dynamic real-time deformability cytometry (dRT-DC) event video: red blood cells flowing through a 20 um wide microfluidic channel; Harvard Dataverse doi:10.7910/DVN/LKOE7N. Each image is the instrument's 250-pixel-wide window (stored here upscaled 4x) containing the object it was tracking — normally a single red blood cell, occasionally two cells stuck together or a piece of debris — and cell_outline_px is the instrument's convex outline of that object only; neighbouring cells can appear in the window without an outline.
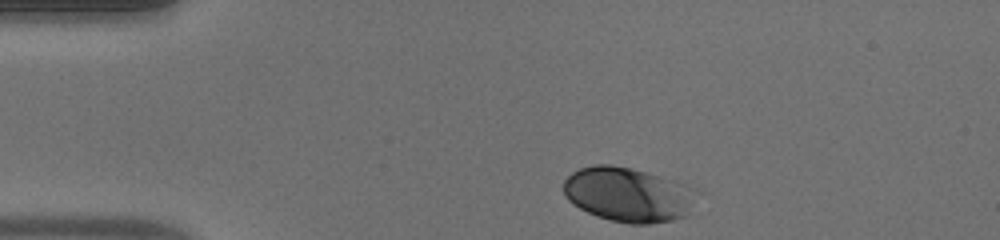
{"species": "human", "species_latin": "Homo sapiens", "temperature_condition": "warm", "stored_images_in_passage": 34, "camera_frame_rate_fps": 3000, "um_per_image_px": 0.085, "donor": {"sex": "male"}, "frame": {"image": 1, "passage_image": 1, "time_ms": 0.0, "image_size_px": [1000, 240], "cell_outline_px": [[700, 192], [688, 216], [672, 220], [648, 224], [632, 224], [612, 220], [596, 216], [572, 204], [564, 196], [564, 180], [572, 172], [580, 168], [592, 164], [612, 164], [644, 172], [696, 188]], "centroid_in_image_um": [53.41, 16.55], "position_along_channel_um": 31.6, "area_um2": 42.48}}
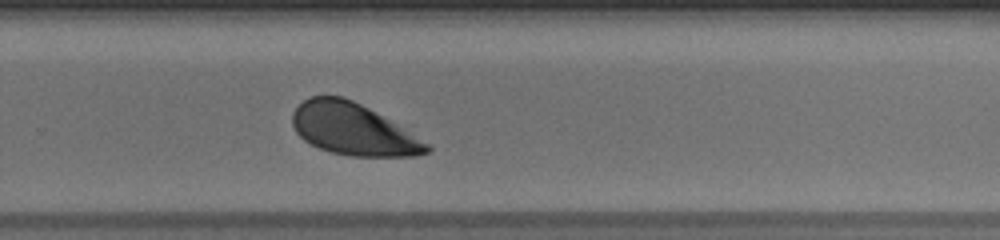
{"frame": {"image": 2, "passage_image": 25, "time_ms": 8.0, "image_size_px": [1000, 240], "cell_outline_px": [[432, 148], [428, 152], [416, 156], [348, 156], [332, 152], [320, 148], [304, 140], [296, 132], [292, 124], [292, 112], [304, 100], [312, 96], [344, 96], [368, 108], [432, 144]], "centroid_in_image_um": [30.03, 11.0], "position_along_channel_um": 299.8, "area_um2": 40.34}}
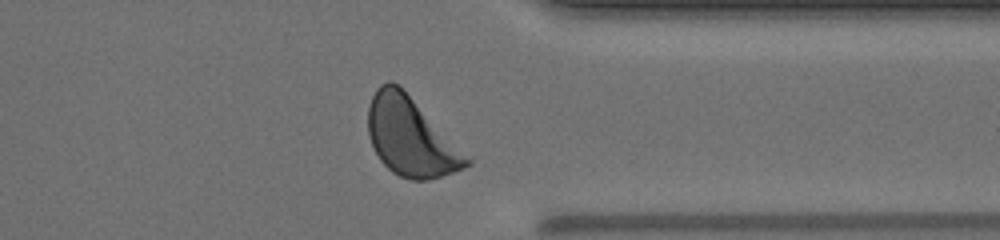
{"frame": {"image": 3, "passage_image": 31, "time_ms": 10.0, "image_size_px": [1000, 240], "cell_outline_px": [[472, 164], [464, 168], [428, 180], [412, 180], [400, 176], [392, 172], [380, 160], [368, 136], [368, 108], [372, 96], [376, 88], [380, 84], [388, 80], [392, 80], [400, 84], [472, 160]], "centroid_in_image_um": [34.89, 11.6], "position_along_channel_um": 376.5, "area_um2": 45.03}, "authors_computed_cell_mechanics": {"area_um2": 41.905, "velocity_mm_per_s": 4.0444, "shape_relaxation_time_tau1_ms": 1.4034, "shape_relaxation_time_tau2_ms": null, "deformation_change_tau1": 0.0888, "deformation_change_tau2": null}}